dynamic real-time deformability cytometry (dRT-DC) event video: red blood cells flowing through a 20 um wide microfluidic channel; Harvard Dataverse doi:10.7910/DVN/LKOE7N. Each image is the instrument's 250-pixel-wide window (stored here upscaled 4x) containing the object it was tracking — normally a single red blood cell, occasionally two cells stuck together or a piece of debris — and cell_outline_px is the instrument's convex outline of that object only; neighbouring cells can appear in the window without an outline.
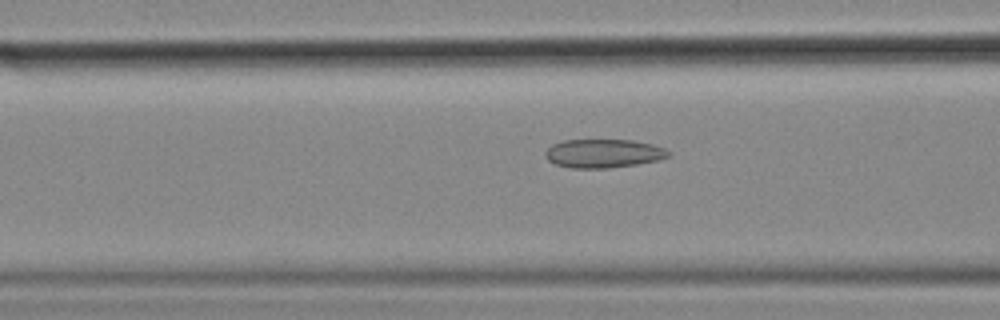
{"species": "common noctule bat (a hibernating species)", "species_latin": "Nyctalus noctula", "temperature_condition": "cold", "stored_images_in_passage": 55, "camera_frame_rate_fps": 3000, "um_per_image_px": 0.085, "animal": {"sex": "female", "body_mass_g": 18.4}, "frame": {"image": 1, "passage_image": 21, "time_ms": 6.667, "image_size_px": [1000, 320], "cell_outline_px": [[672, 152], [668, 156], [660, 160], [636, 164], [608, 168], [572, 168], [556, 164], [548, 160], [544, 156], [544, 152], [552, 144], [564, 140], [632, 140], [652, 144], [664, 148]], "centroid_in_image_um": [51.29, 13.04], "position_along_channel_um": 115.3, "area_um2": 20.58}}
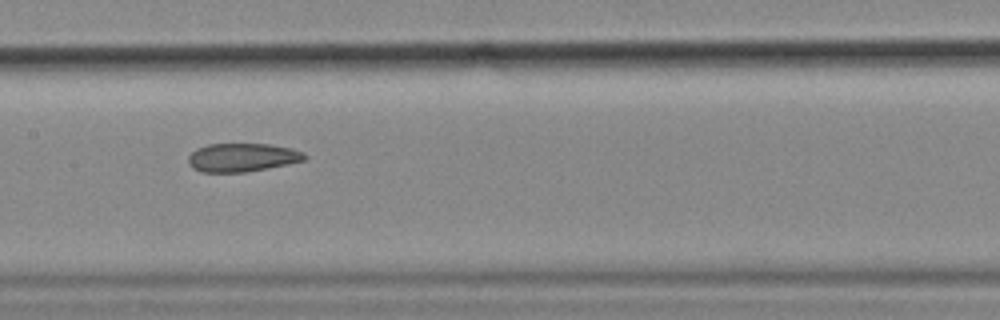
{"frame": {"image": 2, "passage_image": 27, "time_ms": 8.667, "image_size_px": [1000, 320], "cell_outline_px": [[308, 156], [304, 160], [288, 164], [244, 172], [200, 172], [192, 168], [188, 164], [188, 156], [196, 148], [208, 144], [268, 144], [292, 148], [304, 152]], "centroid_in_image_um": [20.57, 13.38], "position_along_channel_um": 186.8, "area_um2": 19.36}}
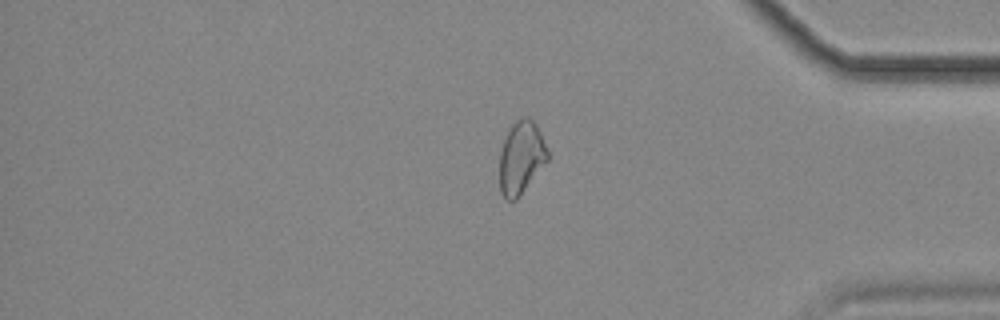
{"frame": {"image": 3, "passage_image": 46, "time_ms": 15.0, "image_size_px": [1000, 320], "cell_outline_px": [[548, 160], [516, 200], [508, 200], [500, 192], [500, 152], [504, 140], [512, 124], [516, 120], [524, 116], [528, 116], [536, 124], [548, 148]], "centroid_in_image_um": [44.31, 13.37], "position_along_channel_um": 390.9, "area_um2": 20.23}, "authors_computed_cell_mechanics": {"area_um2": 21.097, "velocity_mm_per_s": 3.5825, "shape_relaxation_time_tau1_ms": null, "shape_relaxation_time_tau2_ms": 3.865, "deformation_change_tau1": null, "deformation_change_tau2": 0.1033}}